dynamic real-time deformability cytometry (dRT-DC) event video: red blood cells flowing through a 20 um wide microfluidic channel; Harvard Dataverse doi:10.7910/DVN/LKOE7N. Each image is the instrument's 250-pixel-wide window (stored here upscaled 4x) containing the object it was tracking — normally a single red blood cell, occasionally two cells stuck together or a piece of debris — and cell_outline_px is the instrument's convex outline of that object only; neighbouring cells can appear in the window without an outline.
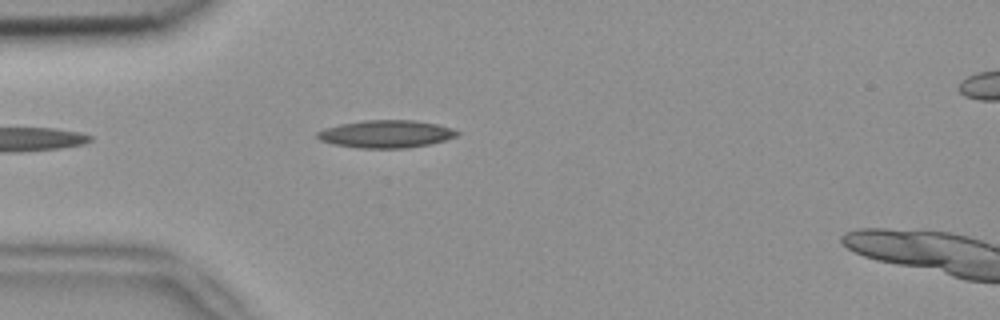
{"species": "common noctule bat (a hibernating species)", "species_latin": "Nyctalus noctula", "temperature_condition": "room temperature", "stored_images_in_passage": 2, "segment_of_instrument_passage": [1, 2], "camera_frame_rate_fps": 3000, "um_per_image_px": 0.085, "animal": {"sex": "female", "body_mass_g": 18.4}, "frame": {"image": 1, "passage_image": 1, "time_ms": 0.0, "image_size_px": [1000, 320], "cell_outline_px": [[460, 132], [456, 136], [444, 140], [428, 144], [408, 148], [360, 148], [332, 144], [320, 140], [316, 136], [316, 132], [324, 128], [340, 124], [364, 120], [412, 120], [436, 124], [452, 128]], "centroid_in_image_um": [32.77, 11.39], "position_along_channel_um": 52.2, "area_um2": 22.43}}